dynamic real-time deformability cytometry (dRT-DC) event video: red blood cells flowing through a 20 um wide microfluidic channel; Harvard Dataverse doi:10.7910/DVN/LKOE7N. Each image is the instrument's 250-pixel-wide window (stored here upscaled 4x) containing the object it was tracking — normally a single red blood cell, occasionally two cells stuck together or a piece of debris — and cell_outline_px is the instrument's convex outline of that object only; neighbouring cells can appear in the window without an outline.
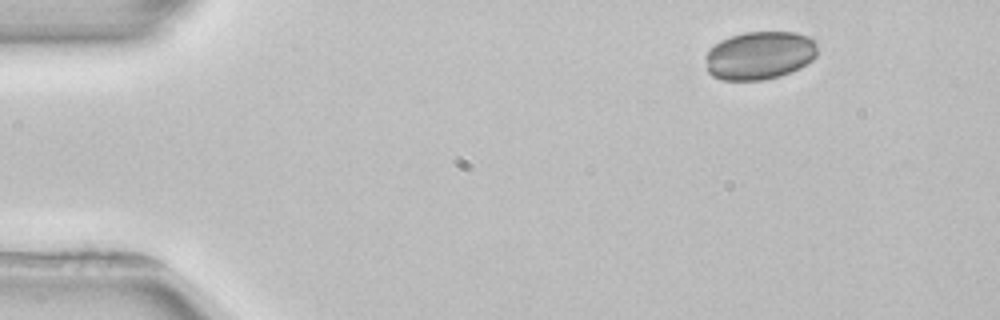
{"species": "common noctule bat (a hibernating species)", "species_latin": "Nyctalus noctula", "temperature_condition": "room temperature", "stored_images_in_passage": 3, "camera_frame_rate_fps": 3000, "um_per_image_px": 0.085, "animal": {"sex": "female", "body_mass_g": 22.7, "forearm_length_mm": 54.2}, "frame": {"image": 1, "passage_image": 1, "time_ms": 0.0, "image_size_px": [1000, 320], "cell_outline_px": [[816, 56], [812, 60], [800, 68], [780, 76], [764, 80], [720, 80], [712, 76], [708, 72], [704, 56], [708, 48], [720, 40], [744, 32], [796, 32], [808, 36], [816, 44]], "centroid_in_image_um": [64.52, 4.71], "position_along_channel_um": 20.5, "area_um2": 31.73}}